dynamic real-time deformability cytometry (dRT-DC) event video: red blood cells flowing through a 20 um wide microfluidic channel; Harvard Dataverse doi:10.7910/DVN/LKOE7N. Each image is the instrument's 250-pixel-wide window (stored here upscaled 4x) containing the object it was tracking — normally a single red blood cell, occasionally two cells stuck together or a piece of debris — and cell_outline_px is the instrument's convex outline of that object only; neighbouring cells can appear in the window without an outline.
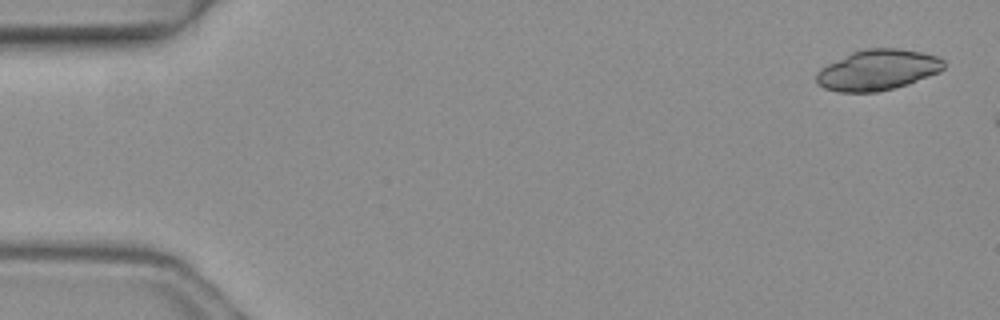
{"species": "common noctule bat (a hibernating species)", "species_latin": "Nyctalus noctula", "temperature_condition": "warm", "stored_images_in_passage": 3, "camera_frame_rate_fps": 3000, "um_per_image_px": 0.085, "animal": {"sex": "female", "body_mass_g": 19.3, "forearm_length_mm": 54.1}, "frame": {"image": 1, "passage_image": 1, "time_ms": 0.0, "image_size_px": [1000, 320], "cell_outline_px": [[944, 68], [940, 72], [908, 84], [876, 92], [840, 92], [824, 88], [816, 80], [816, 72], [820, 68], [852, 52], [864, 48], [896, 48], [924, 52], [936, 56], [944, 60]], "centroid_in_image_um": [74.62, 5.94], "position_along_channel_um": 10.4, "area_um2": 30.11}}